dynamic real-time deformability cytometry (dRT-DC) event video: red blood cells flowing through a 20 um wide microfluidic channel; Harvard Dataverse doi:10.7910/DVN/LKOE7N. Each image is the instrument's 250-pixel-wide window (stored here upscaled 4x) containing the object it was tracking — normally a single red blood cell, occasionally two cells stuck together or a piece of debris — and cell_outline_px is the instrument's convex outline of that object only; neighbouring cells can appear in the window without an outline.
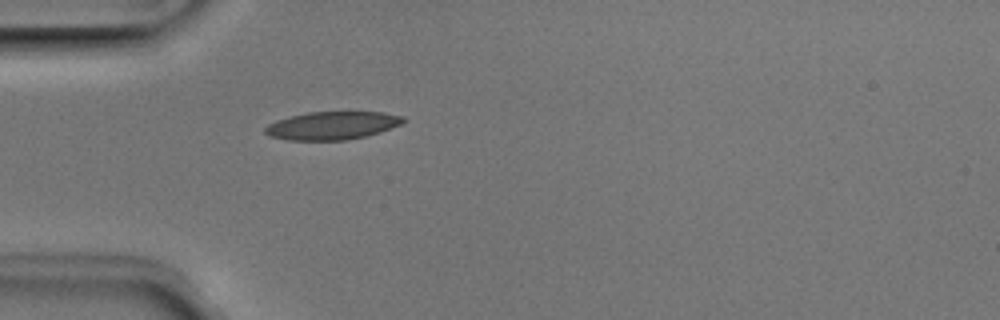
{"species": "Egyptian fruit bat (a non-hibernating species)", "species_latin": "Rousettus aegyptiacus", "temperature_condition": "room temperature", "stored_images_in_passage": 1, "camera_frame_rate_fps": 3000, "um_per_image_px": 0.085, "animal": {"sex": "male"}, "frame": {"image": 1, "passage_image": 1, "time_ms": 0.0, "image_size_px": [1000, 320], "cell_outline_px": [[408, 120], [400, 124], [380, 132], [348, 140], [288, 140], [272, 136], [264, 132], [264, 128], [268, 124], [276, 120], [308, 112], [384, 112], [404, 116]], "centroid_in_image_um": [28.26, 10.67], "position_along_channel_um": 56.7, "area_um2": 22.48}}